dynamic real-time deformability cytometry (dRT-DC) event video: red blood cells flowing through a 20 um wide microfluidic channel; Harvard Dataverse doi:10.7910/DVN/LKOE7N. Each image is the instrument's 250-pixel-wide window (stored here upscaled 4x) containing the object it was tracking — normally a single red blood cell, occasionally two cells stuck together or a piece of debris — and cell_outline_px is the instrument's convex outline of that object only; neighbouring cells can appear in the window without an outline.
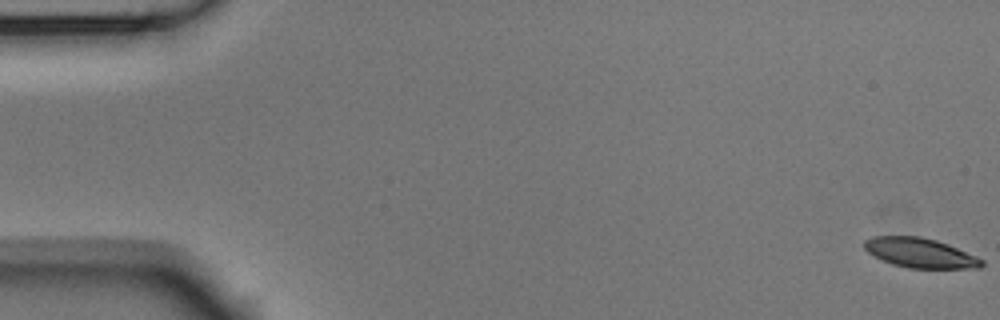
{"species": "Egyptian fruit bat (a non-hibernating species)", "species_latin": "Rousettus aegyptiacus", "temperature_condition": "room temperature", "stored_images_in_passage": 55, "camera_frame_rate_fps": 3000, "um_per_image_px": 0.085, "animal": {"sex": "male"}, "frame": {"image": 1, "passage_image": 1, "time_ms": 0.0, "image_size_px": [1000, 320], "cell_outline_px": [[984, 264], [980, 268], [908, 268], [892, 264], [880, 260], [868, 252], [864, 248], [864, 240], [872, 236], [920, 236], [936, 240], [948, 244], [976, 256], [984, 260]], "centroid_in_image_um": [78.19, 21.49], "position_along_channel_um": 6.8, "area_um2": 20.4}}
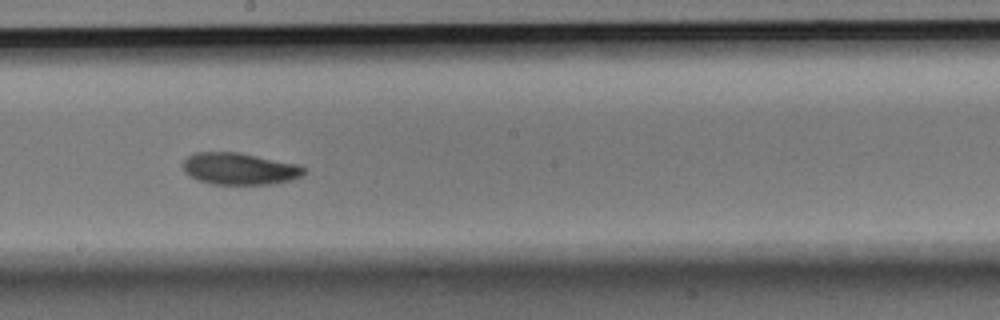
{"frame": {"image": 2, "passage_image": 31, "time_ms": 10.0, "image_size_px": [1000, 320], "cell_outline_px": [[308, 168], [304, 176], [292, 180], [268, 184], [212, 184], [188, 176], [184, 172], [184, 160], [188, 156], [196, 152], [236, 152], [300, 164]], "centroid_in_image_um": [20.42, 14.34], "position_along_channel_um": 227.8, "area_um2": 22.6}}
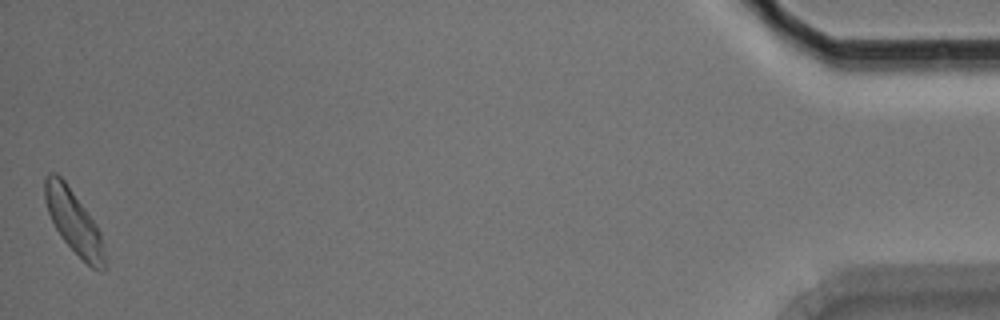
{"frame": {"image": 3, "passage_image": 55, "time_ms": 18.0, "image_size_px": [1000, 320], "cell_outline_px": [[108, 268], [100, 272], [92, 268], [60, 236], [48, 212], [44, 200], [44, 180], [48, 172], [56, 172], [64, 180], [96, 224], [100, 232], [108, 264]], "centroid_in_image_um": [6.3, 18.88], "position_along_channel_um": 428.9, "area_um2": 22.02}, "authors_computed_cell_mechanics": {"area_um2": 22.0218, "velocity_mm_per_s": 3.6794, "shape_relaxation_time_tau1_ms": 3.697, "shape_relaxation_time_tau2_ms": null, "deformation_change_tau1": 0.118, "deformation_change_tau2": null}}